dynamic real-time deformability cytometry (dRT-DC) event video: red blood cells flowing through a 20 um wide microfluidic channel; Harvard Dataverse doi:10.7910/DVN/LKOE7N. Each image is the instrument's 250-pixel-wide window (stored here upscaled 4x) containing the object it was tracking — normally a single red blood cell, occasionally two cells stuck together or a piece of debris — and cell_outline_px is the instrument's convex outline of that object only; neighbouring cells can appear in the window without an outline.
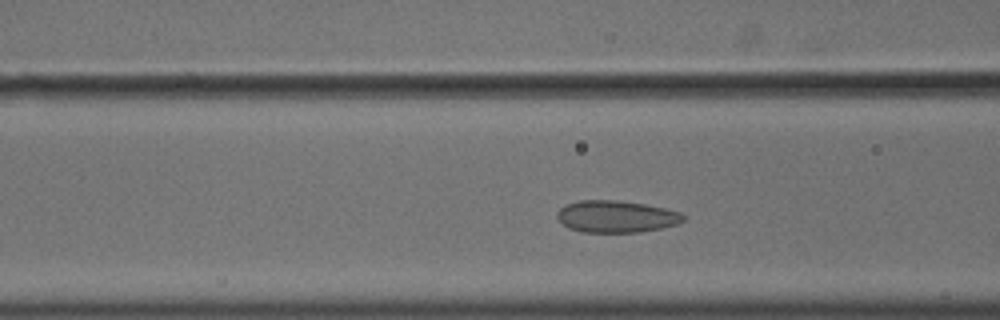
{"species": "common noctule bat (a hibernating species)", "species_latin": "Nyctalus noctula", "temperature_condition": "cold", "stored_images_in_passage": 46, "camera_frame_rate_fps": 3000, "um_per_image_px": 0.085, "animal": {"sex": "male", "body_mass_g": 18.8}, "frame": {"image": 1, "passage_image": 13, "time_ms": 4.0, "image_size_px": [1000, 320], "cell_outline_px": [[684, 220], [676, 224], [660, 228], [640, 232], [580, 232], [568, 228], [556, 216], [556, 212], [560, 208], [568, 204], [580, 200], [616, 200], [644, 204], [664, 208], [680, 212], [684, 216]], "centroid_in_image_um": [52.35, 18.41], "position_along_channel_um": 114.2, "area_um2": 23.35}}
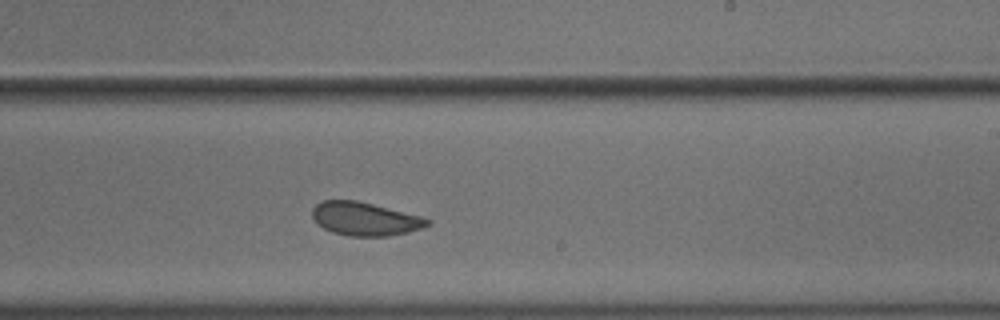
{"frame": {"image": 2, "passage_image": 25, "time_ms": 8.0, "image_size_px": [1000, 320], "cell_outline_px": [[432, 224], [408, 232], [388, 236], [348, 236], [332, 232], [316, 224], [312, 216], [312, 208], [316, 204], [324, 200], [356, 200], [424, 216], [432, 220]], "centroid_in_image_um": [31.04, 18.6], "position_along_channel_um": 258.0, "area_um2": 22.66}}
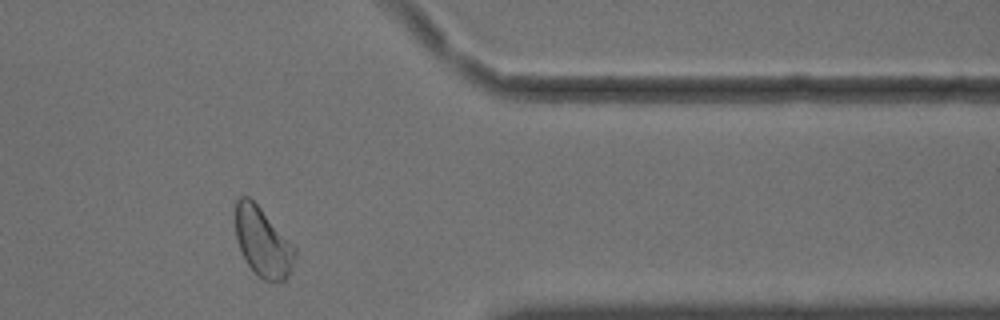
{"frame": {"image": 3, "passage_image": 37, "time_ms": 12.0, "image_size_px": [1000, 320], "cell_outline_px": [[296, 252], [292, 272], [284, 280], [264, 280], [248, 264], [240, 248], [236, 236], [236, 200], [240, 196], [248, 196], [260, 208], [296, 248]], "centroid_in_image_um": [22.35, 20.58], "position_along_channel_um": 389.0, "area_um2": 23.35}, "authors_computed_cell_mechanics": {"area_um2": 23.5246, "velocity_mm_per_s": 3.5907, "shape_relaxation_time_tau1_ms": null, "shape_relaxation_time_tau2_ms": 1.1692, "deformation_change_tau1": null, "deformation_change_tau2": 0.0671}}